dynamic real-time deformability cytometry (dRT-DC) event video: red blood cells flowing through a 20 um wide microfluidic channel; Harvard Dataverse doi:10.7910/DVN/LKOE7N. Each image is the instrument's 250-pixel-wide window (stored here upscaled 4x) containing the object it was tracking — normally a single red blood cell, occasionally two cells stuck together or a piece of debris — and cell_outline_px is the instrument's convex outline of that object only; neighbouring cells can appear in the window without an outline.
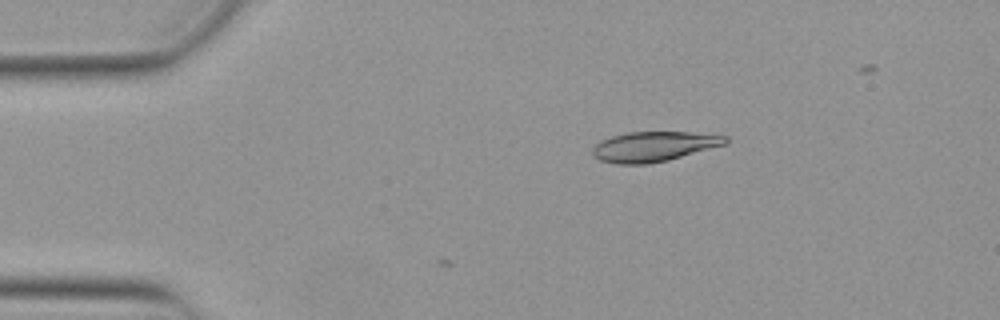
{"species": "Egyptian fruit bat (a non-hibernating species)", "species_latin": "Rousettus aegyptiacus", "temperature_condition": "warm", "stored_images_in_passage": 3, "camera_frame_rate_fps": 3000, "um_per_image_px": 0.085, "animal": {"sex": "female"}, "frame": {"image": 1, "passage_image": 1, "time_ms": 0.0, "image_size_px": [1000, 320], "cell_outline_px": [[728, 144], [668, 160], [648, 164], [616, 164], [600, 160], [592, 156], [592, 148], [600, 140], [612, 136], [628, 132], [688, 132], [728, 136]], "centroid_in_image_um": [55.57, 12.46], "position_along_channel_um": 29.4, "area_um2": 23.35}}